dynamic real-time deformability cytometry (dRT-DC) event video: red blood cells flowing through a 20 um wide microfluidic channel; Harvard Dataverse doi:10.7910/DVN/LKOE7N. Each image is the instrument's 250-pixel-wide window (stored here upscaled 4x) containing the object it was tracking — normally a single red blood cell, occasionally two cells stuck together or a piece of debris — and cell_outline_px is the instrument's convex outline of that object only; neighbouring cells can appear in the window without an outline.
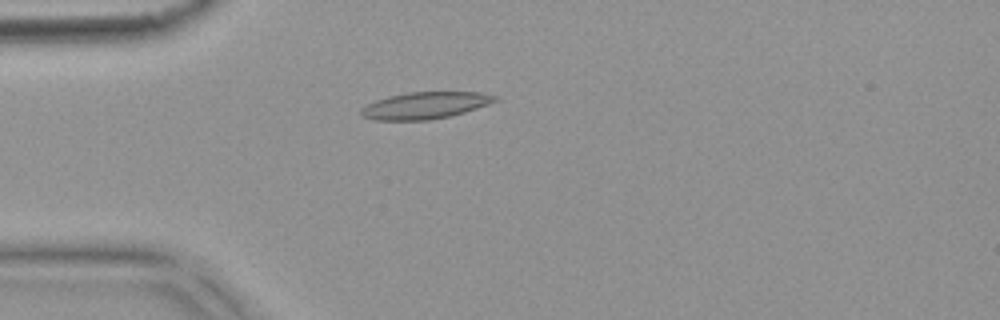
{"species": "common noctule bat (a hibernating species)", "species_latin": "Nyctalus noctula", "temperature_condition": "warm", "stored_images_in_passage": 5, "camera_frame_rate_fps": 3000, "um_per_image_px": 0.085, "animal": {"sex": "female", "body_mass_g": 18.4}, "frame": {"image": 1, "passage_image": 5, "time_ms": 1.333, "image_size_px": [1000, 320], "cell_outline_px": [[500, 100], [464, 112], [432, 120], [376, 120], [360, 116], [360, 108], [376, 100], [388, 96], [408, 92], [480, 92], [500, 96]], "centroid_in_image_um": [36.14, 8.96], "position_along_channel_um": 48.9, "area_um2": 21.04}}